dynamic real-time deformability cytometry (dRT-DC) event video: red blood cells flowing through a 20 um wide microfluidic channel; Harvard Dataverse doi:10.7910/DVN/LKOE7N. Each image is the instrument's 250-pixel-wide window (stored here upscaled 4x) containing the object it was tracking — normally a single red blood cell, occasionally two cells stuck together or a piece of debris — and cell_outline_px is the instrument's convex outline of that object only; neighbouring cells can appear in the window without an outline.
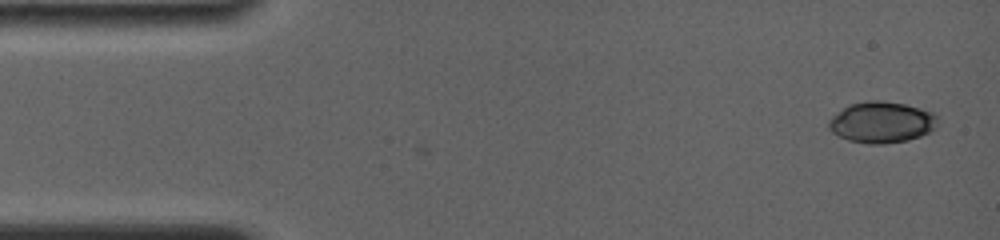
{"species": "common noctule bat (a hibernating species)", "species_latin": "Nyctalus noctula", "temperature_condition": "room temperature", "stored_images_in_passage": 3, "camera_frame_rate_fps": 4000, "um_per_image_px": 0.085, "animal": {"sex": "female", "body_mass_g": 19.0, "forearm_length_mm": 56.7}, "frame": {"image": 1, "passage_image": 3, "time_ms": 0.75, "image_size_px": [1000, 240], "cell_outline_px": [[936, 128], [920, 136], [908, 140], [884, 144], [868, 144], [848, 140], [832, 132], [828, 128], [828, 120], [832, 116], [848, 104], [868, 100], [880, 100], [904, 104], [920, 108], [932, 112], [936, 116]], "centroid_in_image_um": [74.91, 10.39], "position_along_channel_um": 10.1, "area_um2": 26.18}}